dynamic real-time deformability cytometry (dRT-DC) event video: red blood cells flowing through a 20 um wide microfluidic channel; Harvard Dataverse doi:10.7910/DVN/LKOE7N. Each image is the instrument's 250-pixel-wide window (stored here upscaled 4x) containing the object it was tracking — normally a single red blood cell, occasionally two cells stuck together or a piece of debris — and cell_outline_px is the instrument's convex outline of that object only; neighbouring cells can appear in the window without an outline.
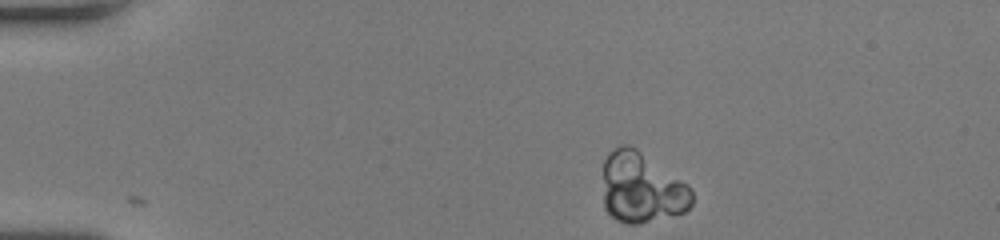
{"species": "human", "species_latin": "Homo sapiens", "temperature_condition": "room temperature", "stored_images_in_passage": 42, "camera_frame_rate_fps": 3000, "um_per_image_px": 0.085, "donor": {"sex": "female"}, "frame": {"image": 1, "passage_image": 1, "time_ms": 0.0, "image_size_px": [1000, 240], "cell_outline_px": [[692, 204], [684, 212], [636, 224], [628, 224], [616, 220], [604, 208], [604, 160], [608, 152], [620, 144], [628, 144], [636, 148], [688, 184], [692, 188]], "centroid_in_image_um": [54.53, 15.94], "position_along_channel_um": 30.5, "area_um2": 36.53}}
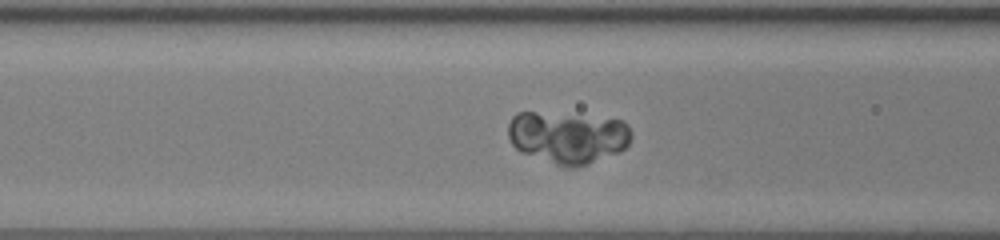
{"frame": {"image": 2, "passage_image": 13, "time_ms": 4.0, "image_size_px": [1000, 240], "cell_outline_px": [[632, 136], [628, 144], [620, 152], [588, 164], [576, 168], [564, 168], [520, 152], [512, 144], [508, 136], [508, 124], [512, 116], [516, 112], [536, 112], [624, 120], [628, 124], [632, 132]], "centroid_in_image_um": [48.25, 11.7], "position_along_channel_um": 118.3, "area_um2": 37.63}}